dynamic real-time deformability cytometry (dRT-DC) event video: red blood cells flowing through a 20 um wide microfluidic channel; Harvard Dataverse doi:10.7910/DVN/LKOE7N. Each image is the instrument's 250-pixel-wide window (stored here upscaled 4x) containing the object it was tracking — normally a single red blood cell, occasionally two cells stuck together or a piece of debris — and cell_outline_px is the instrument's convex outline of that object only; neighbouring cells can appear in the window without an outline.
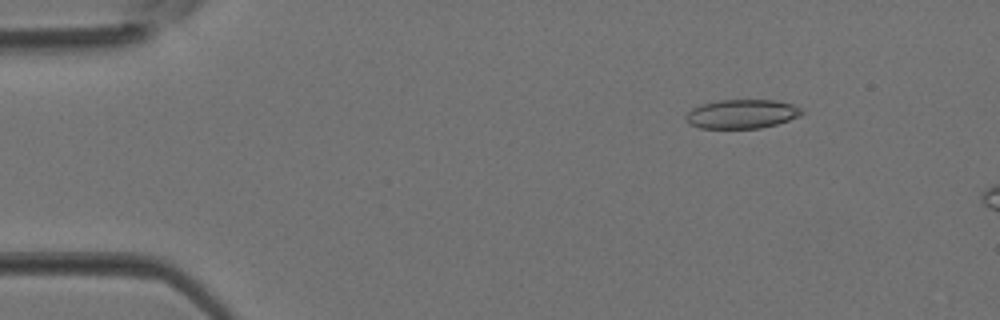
{"species": "Egyptian fruit bat (a non-hibernating species)", "species_latin": "Rousettus aegyptiacus", "temperature_condition": "room temperature", "stored_images_in_passage": 4, "camera_frame_rate_fps": 3000, "um_per_image_px": 0.085, "animal": {"sex": "female"}, "frame": {"image": 1, "passage_image": 1, "time_ms": 0.0, "image_size_px": [1000, 320], "cell_outline_px": [[804, 112], [800, 116], [776, 124], [760, 128], [700, 128], [688, 124], [684, 120], [684, 116], [692, 108], [704, 104], [720, 100], [776, 100], [792, 104], [804, 108]], "centroid_in_image_um": [63.06, 9.69], "position_along_channel_um": 21.9, "area_um2": 19.71}}